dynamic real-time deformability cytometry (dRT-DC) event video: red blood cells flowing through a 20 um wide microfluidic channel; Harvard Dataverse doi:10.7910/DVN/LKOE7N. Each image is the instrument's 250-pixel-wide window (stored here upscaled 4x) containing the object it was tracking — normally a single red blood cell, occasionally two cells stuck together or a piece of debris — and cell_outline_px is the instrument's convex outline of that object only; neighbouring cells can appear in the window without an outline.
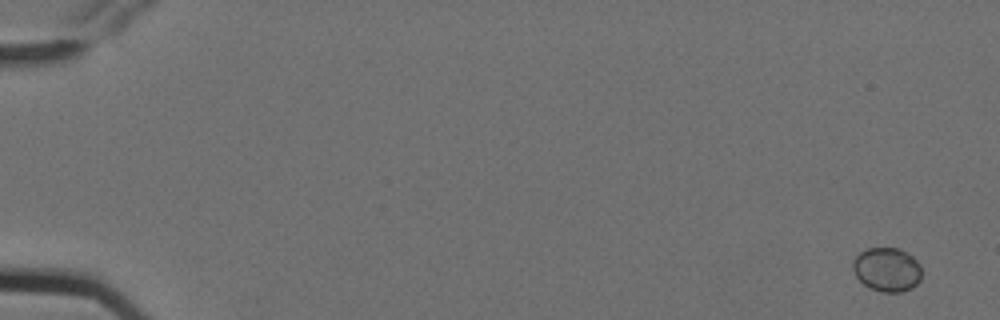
{"species": "Egyptian fruit bat (a non-hibernating species)", "species_latin": "Rousettus aegyptiacus", "temperature_condition": "cold", "stored_images_in_passage": 3, "camera_frame_rate_fps": 3000, "um_per_image_px": 0.085, "animal": {"sex": "female"}, "frame": {"image": 1, "passage_image": 1, "time_ms": 0.0, "image_size_px": [1000, 320], "cell_outline_px": [[920, 280], [912, 288], [900, 292], [880, 292], [864, 284], [856, 276], [852, 268], [852, 260], [860, 252], [868, 248], [896, 248], [908, 252], [920, 264]], "centroid_in_image_um": [75.38, 22.9], "position_along_channel_um": 9.6, "area_um2": 17.63}}